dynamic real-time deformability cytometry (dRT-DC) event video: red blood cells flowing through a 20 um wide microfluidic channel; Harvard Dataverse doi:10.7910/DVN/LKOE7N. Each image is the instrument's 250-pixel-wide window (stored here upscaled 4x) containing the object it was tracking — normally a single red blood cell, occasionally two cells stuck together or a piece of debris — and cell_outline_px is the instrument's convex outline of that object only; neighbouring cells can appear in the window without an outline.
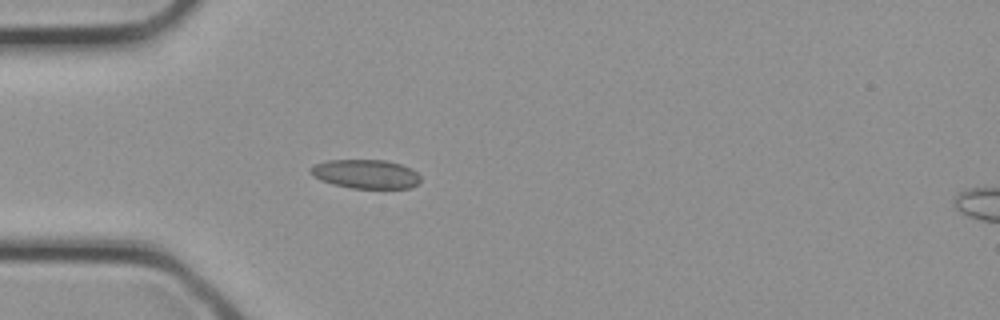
{"species": "common noctule bat (a hibernating species)", "species_latin": "Nyctalus noctula", "temperature_condition": "cold", "stored_images_in_passage": 28, "camera_frame_rate_fps": 3000, "um_per_image_px": 0.085, "animal": {"sex": "female", "body_mass_g": 21.9}, "frame": {"image": 1, "passage_image": 6, "time_ms": 1.667, "image_size_px": [1000, 320], "cell_outline_px": [[420, 184], [412, 188], [352, 188], [332, 184], [320, 180], [312, 176], [308, 172], [308, 168], [316, 164], [328, 160], [384, 160], [400, 164], [412, 168], [420, 176]], "centroid_in_image_um": [31.08, 14.8], "position_along_channel_um": 53.9, "area_um2": 18.79}}
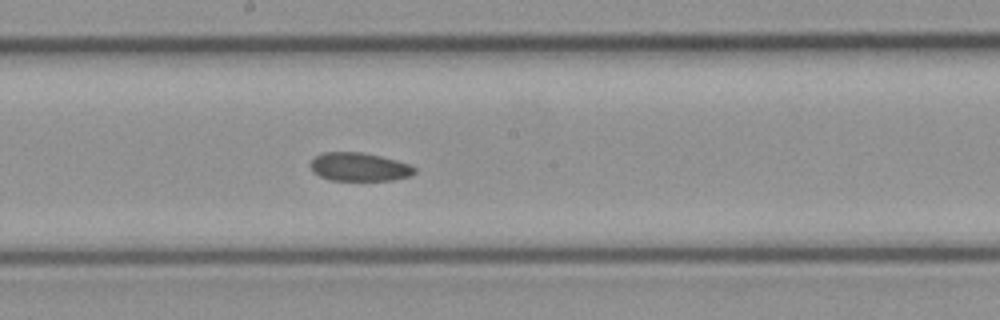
{"frame": {"image": 2, "passage_image": 14, "time_ms": 4.333, "image_size_px": [1000, 320], "cell_outline_px": [[416, 172], [412, 176], [392, 180], [328, 180], [312, 172], [308, 164], [312, 156], [320, 152], [364, 152], [396, 160], [408, 164], [416, 168]], "centroid_in_image_um": [30.47, 14.18], "position_along_channel_um": 217.7, "area_um2": 17.63}}
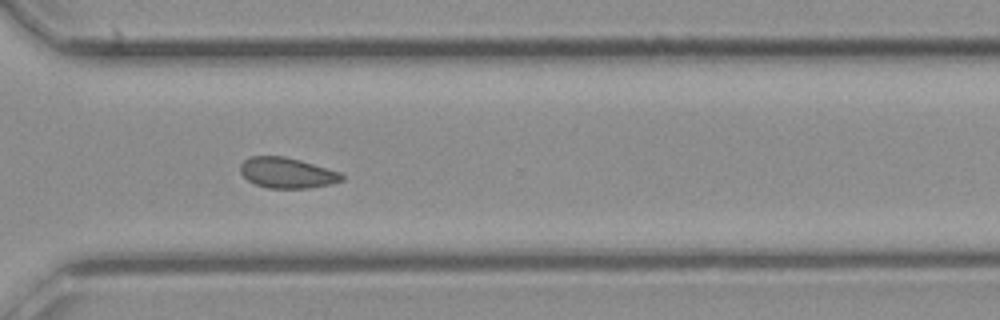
{"frame": {"image": 3, "passage_image": 20, "time_ms": 6.333, "image_size_px": [1000, 320], "cell_outline_px": [[344, 180], [332, 184], [308, 188], [268, 188], [256, 184], [248, 180], [240, 172], [240, 164], [244, 160], [252, 156], [284, 156], [300, 160], [340, 172], [344, 176]], "centroid_in_image_um": [24.41, 14.69], "position_along_channel_um": 346.2, "area_um2": 18.03}}